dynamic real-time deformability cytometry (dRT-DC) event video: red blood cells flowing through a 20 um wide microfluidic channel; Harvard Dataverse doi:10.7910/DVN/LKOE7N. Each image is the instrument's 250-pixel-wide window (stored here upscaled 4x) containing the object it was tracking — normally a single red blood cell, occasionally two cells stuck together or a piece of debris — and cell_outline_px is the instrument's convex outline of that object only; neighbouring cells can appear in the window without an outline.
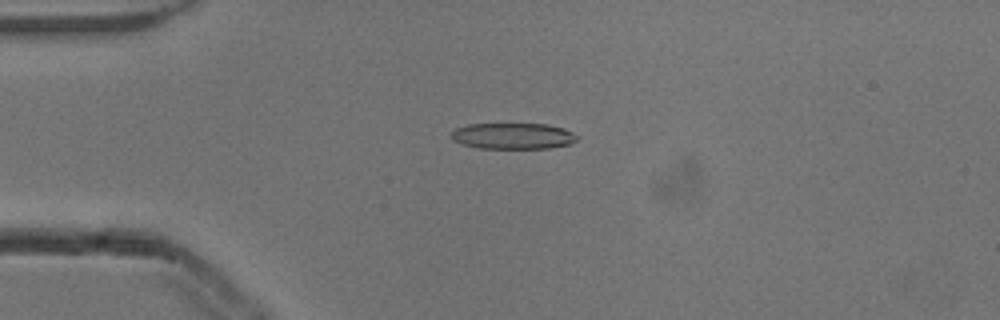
{"species": "common noctule bat (a hibernating species)", "species_latin": "Nyctalus noctula", "temperature_condition": "cold", "stored_images_in_passage": 43, "camera_frame_rate_fps": 3000, "um_per_image_px": 0.085, "animal": {"sex": "male", "body_mass_g": 13.3}, "frame": {"image": 1, "passage_image": 3, "time_ms": 0.667, "image_size_px": [1000, 320], "cell_outline_px": [[580, 136], [572, 144], [548, 148], [480, 148], [460, 144], [452, 140], [448, 136], [456, 128], [468, 124], [548, 124], [564, 128]], "centroid_in_image_um": [43.6, 11.56], "position_along_channel_um": 41.4, "area_um2": 19.36}}
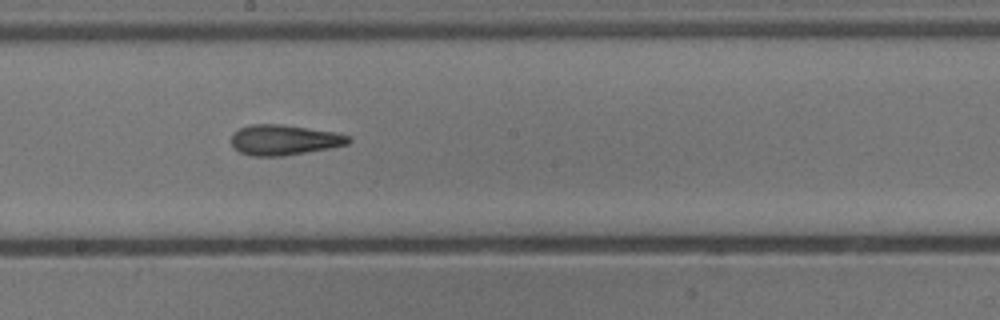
{"frame": {"image": 2, "passage_image": 19, "time_ms": 6.0, "image_size_px": [1000, 320], "cell_outline_px": [[352, 140], [348, 144], [328, 148], [284, 156], [252, 156], [240, 152], [232, 144], [232, 132], [240, 128], [252, 124], [284, 124], [336, 132], [352, 136]], "centroid_in_image_um": [24.18, 11.88], "position_along_channel_um": 224.0, "area_um2": 20.81}}
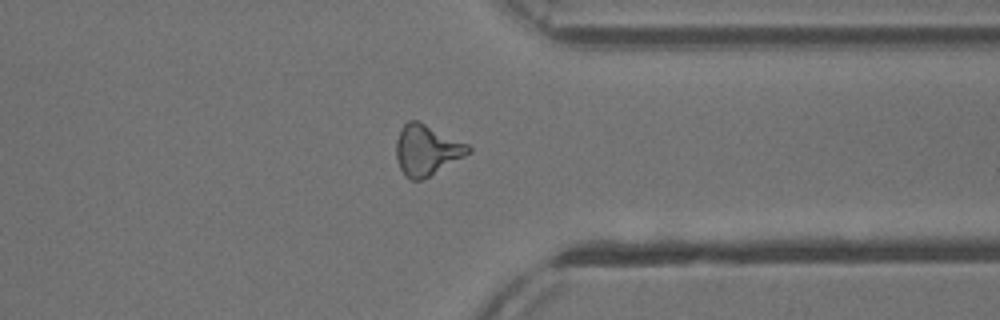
{"frame": {"image": 3, "passage_image": 31, "time_ms": 10.0, "image_size_px": [1000, 320], "cell_outline_px": [[472, 152], [428, 176], [420, 180], [412, 180], [400, 168], [396, 156], [396, 140], [400, 128], [408, 120], [420, 120], [468, 144], [472, 148]], "centroid_in_image_um": [36.27, 12.7], "position_along_channel_um": 375.1, "area_um2": 21.15}, "authors_computed_cell_mechanics": {"area_um2": 20.3456, "velocity_mm_per_s": 3.8892, "shape_relaxation_time_tau1_ms": 4.9404, "shape_relaxation_time_tau2_ms": 3.1677, "deformation_change_tau1": 0.172, "deformation_change_tau2": 0.1466}}